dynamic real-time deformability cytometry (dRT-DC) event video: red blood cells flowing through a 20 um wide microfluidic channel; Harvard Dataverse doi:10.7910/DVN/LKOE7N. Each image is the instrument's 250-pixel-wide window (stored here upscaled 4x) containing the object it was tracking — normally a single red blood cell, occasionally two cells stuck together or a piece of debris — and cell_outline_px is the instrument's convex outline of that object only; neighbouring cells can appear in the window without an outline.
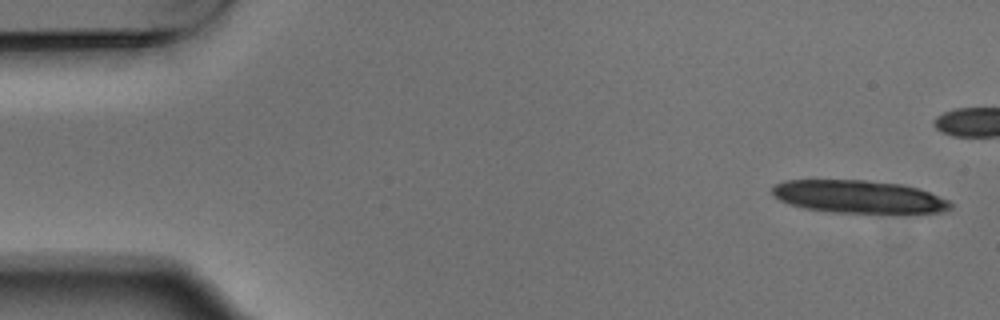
{"species": "Egyptian fruit bat (a non-hibernating species)", "species_latin": "Rousettus aegyptiacus", "temperature_condition": "warm", "stored_images_in_passage": 4, "camera_frame_rate_fps": 3000, "um_per_image_px": 0.085, "animal": {"sex": "male"}, "frame": {"image": 1, "passage_image": 1, "time_ms": 0.0, "image_size_px": [1000, 320], "cell_outline_px": [[952, 208], [940, 212], [832, 212], [804, 208], [788, 204], [780, 200], [772, 192], [772, 188], [776, 184], [784, 180], [864, 180], [900, 184], [916, 188], [928, 192], [948, 200], [952, 204]], "centroid_in_image_um": [72.94, 16.71], "position_along_channel_um": 12.1, "area_um2": 33.52}}